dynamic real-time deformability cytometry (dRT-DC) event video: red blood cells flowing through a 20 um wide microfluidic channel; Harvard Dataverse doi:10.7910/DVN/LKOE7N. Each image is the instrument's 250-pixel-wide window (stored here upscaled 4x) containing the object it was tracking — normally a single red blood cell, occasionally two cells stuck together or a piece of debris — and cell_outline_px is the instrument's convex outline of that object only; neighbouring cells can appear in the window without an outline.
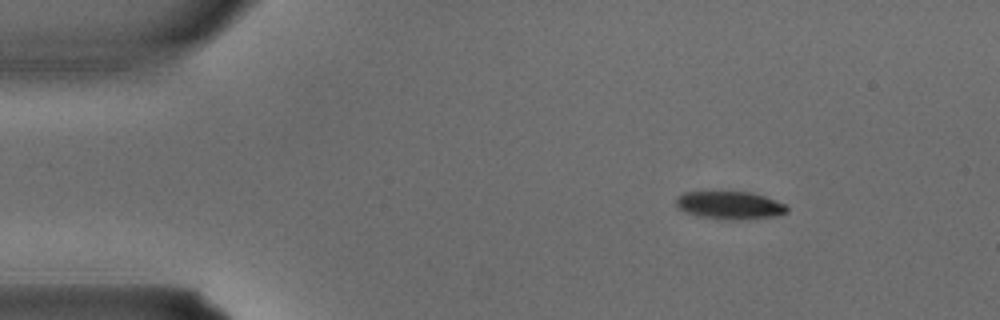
{"species": "common noctule bat (a hibernating species)", "species_latin": "Nyctalus noctula", "temperature_condition": "warm", "stored_images_in_passage": 2, "camera_frame_rate_fps": 3000, "um_per_image_px": 0.085, "animal": {"sex": "male", "body_mass_g": 15.6}, "frame": {"image": 1, "passage_image": 1, "time_ms": 0.0, "image_size_px": [1000, 320], "cell_outline_px": [[788, 212], [776, 216], [744, 220], [732, 220], [696, 216], [684, 212], [676, 204], [676, 196], [684, 192], [752, 192], [788, 204]], "centroid_in_image_um": [62.07, 17.45], "position_along_channel_um": 22.9, "area_um2": 18.26}}